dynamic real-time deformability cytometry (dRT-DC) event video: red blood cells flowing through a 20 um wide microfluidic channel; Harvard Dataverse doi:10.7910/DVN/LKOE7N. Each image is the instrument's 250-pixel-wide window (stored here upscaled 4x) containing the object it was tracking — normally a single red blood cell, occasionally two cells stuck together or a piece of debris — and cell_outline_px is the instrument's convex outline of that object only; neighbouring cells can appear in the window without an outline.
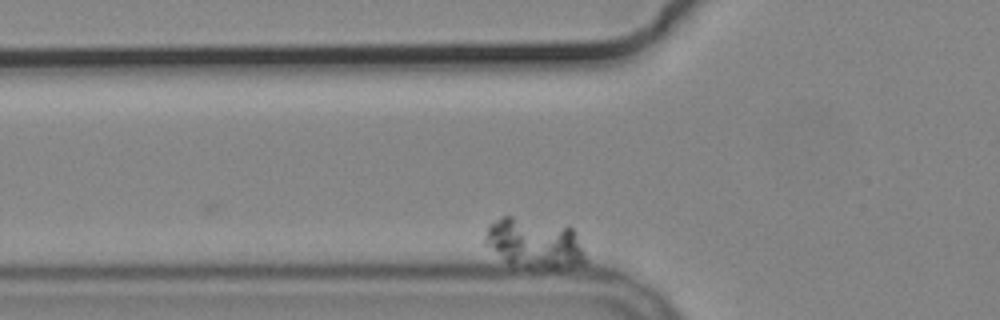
{"species": "common noctule bat (a hibernating species)", "species_latin": "Nyctalus noctula", "temperature_condition": "cold", "stored_images_in_passage": 11, "segment_of_instrument_passage": [2, 4], "camera_frame_rate_fps": 3000, "um_per_image_px": 0.085, "animal": {"sex": "male", "body_mass_g": 19.2, "forearm_length_mm": 51.8}, "frame": {"image": 1, "passage_image": 5, "time_ms": 1.333, "image_size_px": [1000, 320], "cell_outline_px": [[588, 260], [584, 264], [556, 268], [552, 268], [508, 264], [484, 244], [484, 236], [488, 224], [500, 216], [512, 216], [568, 224], [572, 228]], "centroid_in_image_um": [45.4, 20.63], "position_along_channel_um": 80.4, "area_um2": 29.54}}